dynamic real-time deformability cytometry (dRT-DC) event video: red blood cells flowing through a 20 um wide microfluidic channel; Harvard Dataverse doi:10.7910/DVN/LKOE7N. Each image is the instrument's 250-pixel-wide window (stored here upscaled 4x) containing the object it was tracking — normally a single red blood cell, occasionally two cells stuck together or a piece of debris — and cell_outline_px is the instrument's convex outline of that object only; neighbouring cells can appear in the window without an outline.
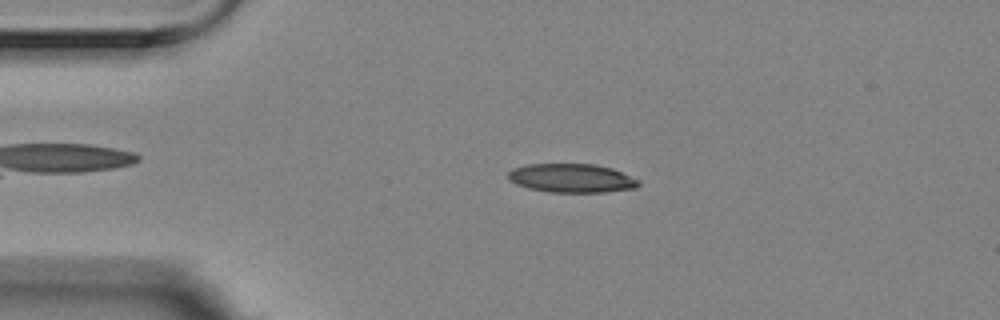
{"species": "Egyptian fruit bat (a non-hibernating species)", "species_latin": "Rousettus aegyptiacus", "temperature_condition": "room temperature", "stored_images_in_passage": 3, "camera_frame_rate_fps": 3000, "um_per_image_px": 0.085, "animal": {"sex": "female"}, "frame": {"image": 1, "passage_image": 2, "time_ms": 0.333, "image_size_px": [1000, 320], "cell_outline_px": [[640, 184], [636, 188], [604, 192], [548, 192], [528, 188], [516, 184], [508, 180], [508, 172], [512, 168], [524, 164], [596, 164], [612, 168], [640, 180]], "centroid_in_image_um": [48.57, 15.14], "position_along_channel_um": 36.4, "area_um2": 22.08}}